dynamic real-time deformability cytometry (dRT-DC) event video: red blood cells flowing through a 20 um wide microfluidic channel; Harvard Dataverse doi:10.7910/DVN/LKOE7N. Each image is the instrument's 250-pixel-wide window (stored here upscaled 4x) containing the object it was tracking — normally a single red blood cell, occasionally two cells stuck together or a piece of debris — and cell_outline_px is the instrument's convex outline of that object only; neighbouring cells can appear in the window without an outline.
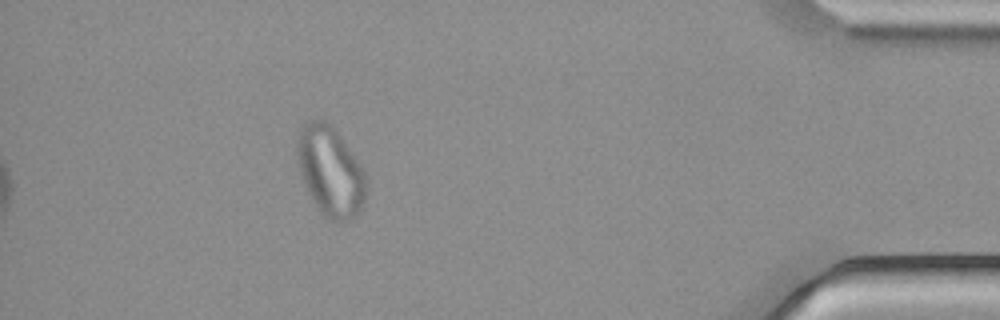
{"species": "common noctule bat (a hibernating species)", "species_latin": "Nyctalus noctula", "temperature_condition": "cold", "stored_images_in_passage": 46, "camera_frame_rate_fps": 3000, "um_per_image_px": 0.085, "animal": {"sex": "male", "body_mass_g": 21.5, "forearm_length_mm": 52.0}, "frame": {"image": 1, "passage_image": 40, "time_ms": 13.0, "image_size_px": [1000, 320], "cell_outline_px": [[368, 188], [364, 204], [356, 216], [344, 224], [336, 224], [328, 220], [316, 208], [308, 192], [300, 168], [296, 152], [296, 144], [300, 128], [308, 120], [320, 116], [332, 124], [364, 168]], "centroid_in_image_um": [28.12, 14.57], "position_along_channel_um": 407.1, "area_um2": 37.17}}